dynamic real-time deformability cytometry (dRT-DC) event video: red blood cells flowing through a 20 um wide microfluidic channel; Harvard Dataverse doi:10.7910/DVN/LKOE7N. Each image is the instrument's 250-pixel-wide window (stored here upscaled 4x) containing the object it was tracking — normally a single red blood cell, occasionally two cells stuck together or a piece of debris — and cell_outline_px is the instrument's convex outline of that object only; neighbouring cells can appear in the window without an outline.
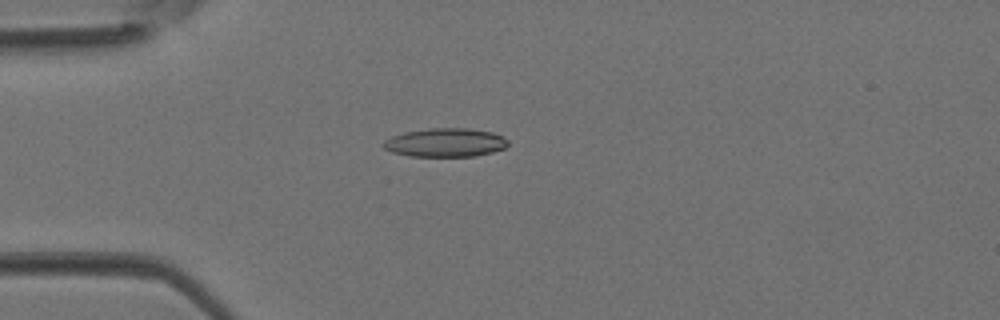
{"species": "Egyptian fruit bat (a non-hibernating species)", "species_latin": "Rousettus aegyptiacus", "temperature_condition": "room temperature", "stored_images_in_passage": 2, "camera_frame_rate_fps": 3000, "um_per_image_px": 0.085, "animal": {"sex": "female"}, "frame": {"image": 1, "passage_image": 2, "time_ms": 0.333, "image_size_px": [1000, 320], "cell_outline_px": [[508, 144], [504, 148], [492, 152], [476, 156], [408, 156], [392, 152], [384, 148], [380, 144], [384, 140], [392, 136], [404, 132], [428, 128], [468, 128], [492, 132], [508, 140]], "centroid_in_image_um": [37.81, 12.11], "position_along_channel_um": 47.2, "area_um2": 20.87}}